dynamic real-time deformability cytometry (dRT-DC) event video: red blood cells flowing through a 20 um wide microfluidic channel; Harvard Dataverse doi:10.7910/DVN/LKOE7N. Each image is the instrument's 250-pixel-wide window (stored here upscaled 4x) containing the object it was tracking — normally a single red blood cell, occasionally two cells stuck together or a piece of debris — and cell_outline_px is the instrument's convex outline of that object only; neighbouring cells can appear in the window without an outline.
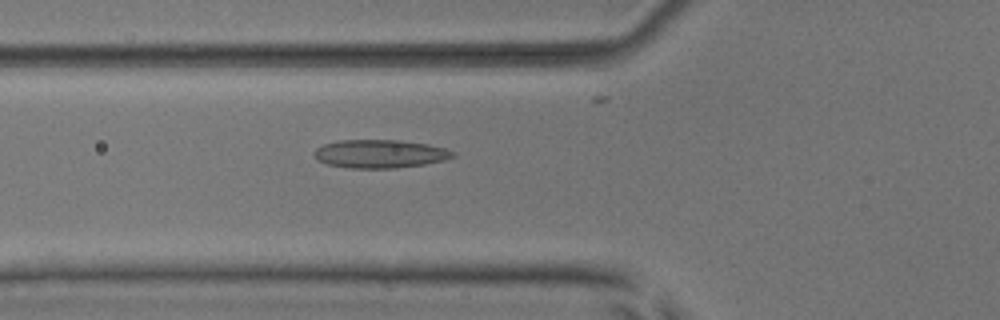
{"species": "common noctule bat (a hibernating species)", "species_latin": "Nyctalus noctula", "temperature_condition": "room temperature", "stored_images_in_passage": 38, "camera_frame_rate_fps": 3000, "um_per_image_px": 0.085, "animal": {"sex": "male", "body_mass_g": 17.9, "forearm_length_mm": 54.2}, "frame": {"image": 1, "passage_image": 11, "time_ms": 3.333, "image_size_px": [1000, 320], "cell_outline_px": [[456, 156], [444, 160], [424, 164], [396, 168], [352, 168], [328, 164], [316, 160], [316, 148], [324, 144], [336, 140], [400, 140], [428, 144], [444, 148], [456, 152]], "centroid_in_image_um": [32.32, 13.07], "position_along_channel_um": 93.5, "area_um2": 22.83}}
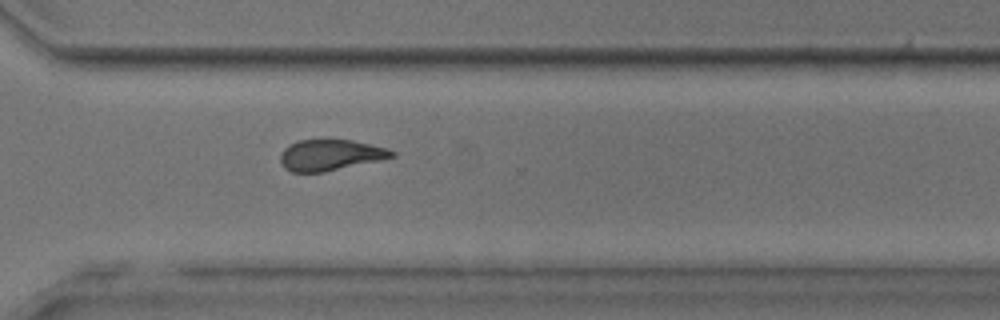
{"frame": {"image": 2, "passage_image": 30, "time_ms": 9.667, "image_size_px": [1000, 320], "cell_outline_px": [[396, 156], [380, 160], [324, 172], [292, 172], [284, 168], [280, 160], [280, 156], [284, 148], [288, 144], [300, 140], [352, 140], [384, 148], [396, 152]], "centroid_in_image_um": [28.04, 13.18], "position_along_channel_um": 342.6, "area_um2": 19.94}}
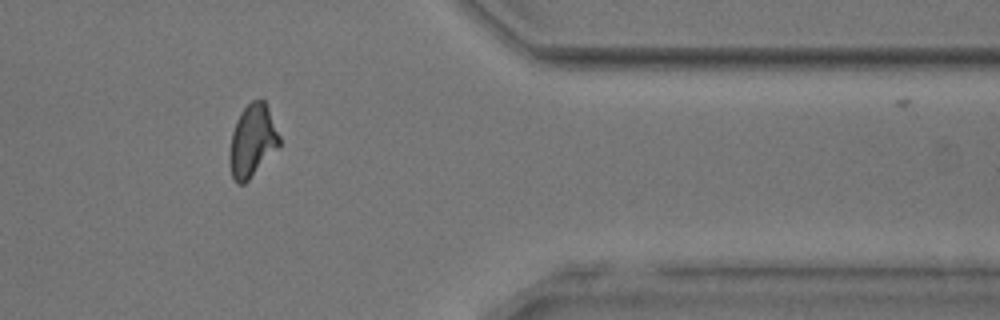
{"frame": {"image": 3, "passage_image": 35, "time_ms": 11.333, "image_size_px": [1000, 320], "cell_outline_px": [[280, 148], [244, 184], [236, 184], [232, 176], [228, 160], [228, 156], [232, 132], [236, 120], [240, 112], [252, 100], [264, 100], [268, 108], [280, 136]], "centroid_in_image_um": [21.45, 12.0], "position_along_channel_um": 390.0, "area_um2": 21.27}, "authors_computed_cell_mechanics": {"area_um2": 21.1548, "velocity_mm_per_s": 3.9371, "shape_relaxation_time_tau1_ms": null, "shape_relaxation_time_tau2_ms": 2.342, "deformation_change_tau1": null, "deformation_change_tau2": 0.1026}}